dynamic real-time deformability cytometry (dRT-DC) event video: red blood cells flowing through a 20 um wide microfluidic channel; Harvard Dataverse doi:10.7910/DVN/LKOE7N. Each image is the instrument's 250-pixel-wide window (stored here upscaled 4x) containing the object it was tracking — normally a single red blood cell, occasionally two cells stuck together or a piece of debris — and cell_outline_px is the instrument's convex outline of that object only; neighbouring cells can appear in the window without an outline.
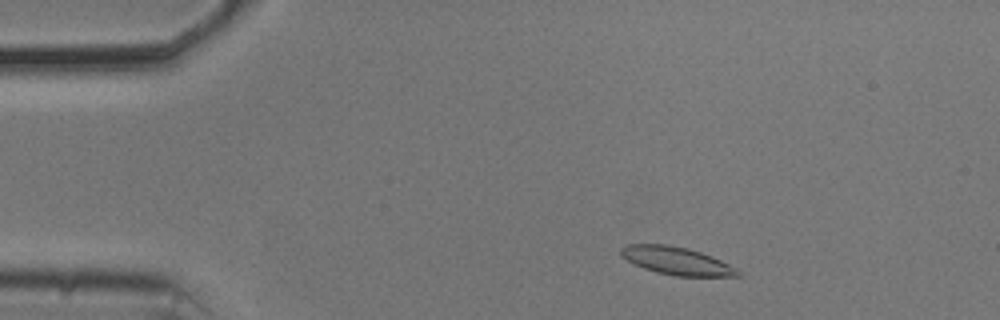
{"species": "common noctule bat (a hibernating species)", "species_latin": "Nyctalus noctula", "temperature_condition": "cold", "stored_images_in_passage": 18, "camera_frame_rate_fps": 3000, "um_per_image_px": 0.085, "animal": {"sex": "male", "body_mass_g": 20.5, "forearm_length_mm": 52.5}, "frame": {"image": 1, "passage_image": 5, "time_ms": 1.333, "image_size_px": [1000, 320], "cell_outline_px": [[744, 276], [676, 276], [656, 272], [644, 268], [620, 256], [620, 248], [628, 244], [668, 244], [688, 248], [712, 256], [744, 272]], "centroid_in_image_um": [57.54, 22.17], "position_along_channel_um": 27.5, "area_um2": 19.02}}
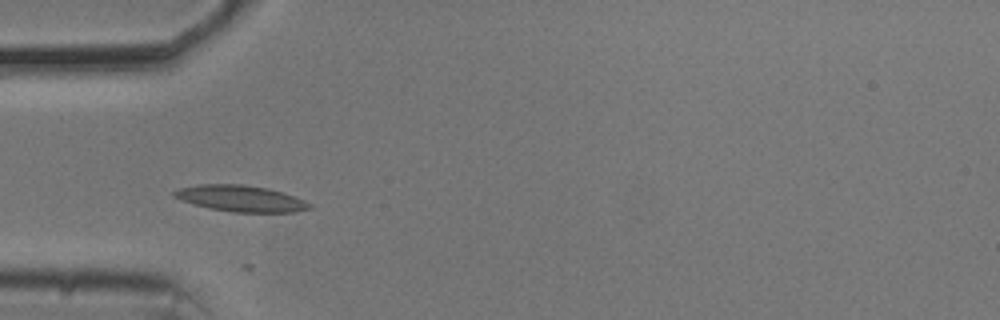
{"frame": {"image": 2, "passage_image": 13, "time_ms": 4.0, "image_size_px": [1000, 320], "cell_outline_px": [[312, 208], [296, 212], [232, 212], [208, 208], [172, 196], [172, 192], [180, 188], [196, 184], [244, 184], [268, 188], [284, 192], [304, 200], [312, 204]], "centroid_in_image_um": [20.5, 16.86], "position_along_channel_um": 64.5, "area_um2": 20.75}}
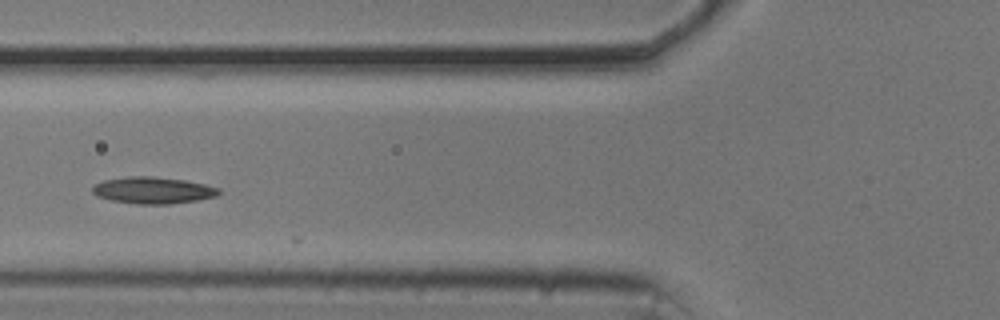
{"frame": {"image": 3, "passage_image": 17, "time_ms": 5.333, "image_size_px": [1000, 320], "cell_outline_px": [[220, 192], [216, 196], [196, 200], [168, 204], [136, 204], [112, 200], [96, 196], [92, 192], [92, 188], [96, 184], [104, 180], [128, 176], [152, 176], [184, 180], [204, 184], [220, 188]], "centroid_in_image_um": [12.99, 16.17], "position_along_channel_um": 112.8, "area_um2": 19.54}}